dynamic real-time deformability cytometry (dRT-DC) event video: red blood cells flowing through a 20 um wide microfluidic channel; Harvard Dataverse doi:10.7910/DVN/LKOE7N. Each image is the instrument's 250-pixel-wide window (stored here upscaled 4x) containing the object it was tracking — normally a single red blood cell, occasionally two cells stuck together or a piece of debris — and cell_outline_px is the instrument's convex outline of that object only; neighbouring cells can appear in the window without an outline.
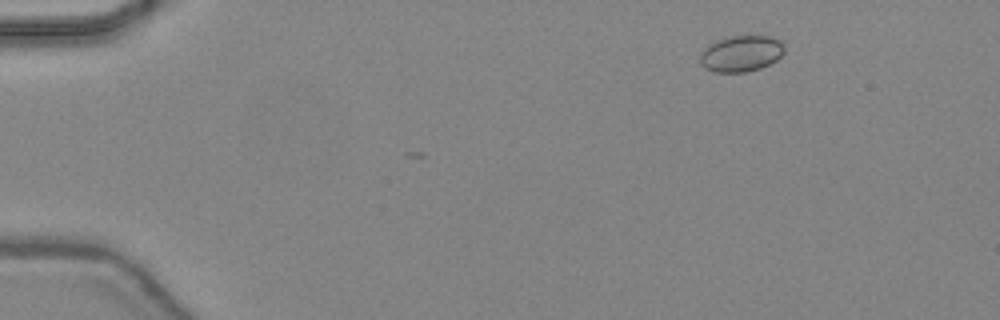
{"species": "common noctule bat (a hibernating species)", "species_latin": "Nyctalus noctula", "temperature_condition": "warm", "stored_images_in_passage": 42, "camera_frame_rate_fps": 3000, "um_per_image_px": 0.085, "animal": {"sex": "female", "body_mass_g": 24.6, "forearm_length_mm": 56.2}, "frame": {"image": 1, "passage_image": 1, "time_ms": 0.0, "image_size_px": [1000, 320], "cell_outline_px": [[784, 52], [776, 60], [760, 68], [744, 72], [712, 72], [704, 68], [700, 64], [700, 52], [708, 44], [716, 40], [732, 36], [768, 36], [780, 40], [784, 44]], "centroid_in_image_um": [62.96, 4.55], "position_along_channel_um": 22.0, "area_um2": 17.86}}
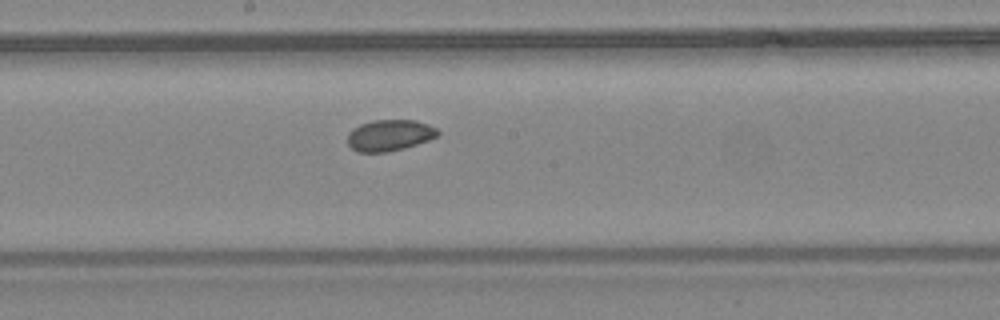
{"frame": {"image": 2, "passage_image": 21, "time_ms": 6.667, "image_size_px": [1000, 320], "cell_outline_px": [[440, 132], [436, 136], [428, 140], [404, 148], [388, 152], [356, 152], [348, 144], [348, 132], [352, 128], [360, 124], [372, 120], [416, 120], [428, 124], [436, 128]], "centroid_in_image_um": [33.09, 11.49], "position_along_channel_um": 215.1, "area_um2": 16.47}}
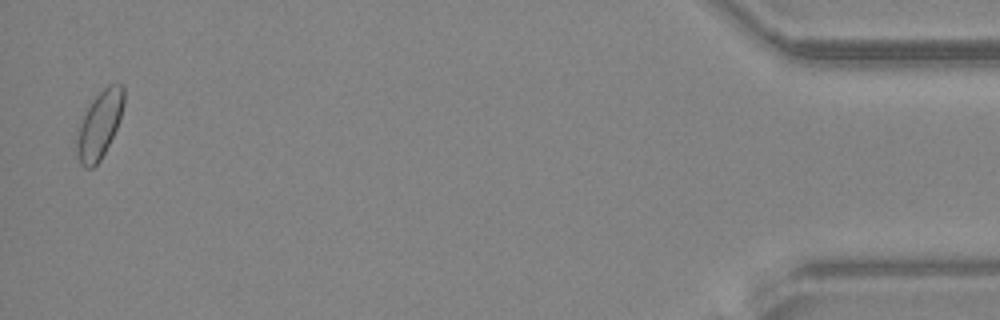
{"frame": {"image": 3, "passage_image": 41, "time_ms": 13.333, "image_size_px": [1000, 320], "cell_outline_px": [[124, 104], [120, 120], [100, 160], [92, 168], [84, 168], [80, 164], [76, 152], [76, 140], [80, 124], [92, 100], [108, 84], [124, 84]], "centroid_in_image_um": [8.46, 10.6], "position_along_channel_um": 426.7, "area_um2": 18.15}, "authors_computed_cell_mechanics": {"area_um2": 17.1088, "velocity_mm_per_s": 4.436, "shape_relaxation_time_tau1_ms": 3.5902, "shape_relaxation_time_tau2_ms": 4.4142, "deformation_change_tau1": 0.0498, "deformation_change_tau2": 0.0696}}